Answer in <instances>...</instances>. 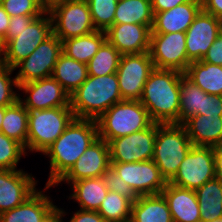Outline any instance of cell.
Wrapping results in <instances>:
<instances>
[{
  "instance_id": "6da1fadb",
  "label": "cell",
  "mask_w": 222,
  "mask_h": 222,
  "mask_svg": "<svg viewBox=\"0 0 222 222\" xmlns=\"http://www.w3.org/2000/svg\"><path fill=\"white\" fill-rule=\"evenodd\" d=\"M97 139L96 120L74 118L64 132L44 152L50 157L51 168L45 190L56 185Z\"/></svg>"
},
{
  "instance_id": "7a4b0ae2",
  "label": "cell",
  "mask_w": 222,
  "mask_h": 222,
  "mask_svg": "<svg viewBox=\"0 0 222 222\" xmlns=\"http://www.w3.org/2000/svg\"><path fill=\"white\" fill-rule=\"evenodd\" d=\"M184 73L154 68L144 85L141 104L154 123L179 124L180 79Z\"/></svg>"
},
{
  "instance_id": "3957f363",
  "label": "cell",
  "mask_w": 222,
  "mask_h": 222,
  "mask_svg": "<svg viewBox=\"0 0 222 222\" xmlns=\"http://www.w3.org/2000/svg\"><path fill=\"white\" fill-rule=\"evenodd\" d=\"M123 101L117 74L88 75V78L70 95L74 117L97 120L115 103Z\"/></svg>"
},
{
  "instance_id": "277c9868",
  "label": "cell",
  "mask_w": 222,
  "mask_h": 222,
  "mask_svg": "<svg viewBox=\"0 0 222 222\" xmlns=\"http://www.w3.org/2000/svg\"><path fill=\"white\" fill-rule=\"evenodd\" d=\"M192 146L193 144L182 124L157 123L152 160L166 182H169L176 175L179 165Z\"/></svg>"
},
{
  "instance_id": "5b68a950",
  "label": "cell",
  "mask_w": 222,
  "mask_h": 222,
  "mask_svg": "<svg viewBox=\"0 0 222 222\" xmlns=\"http://www.w3.org/2000/svg\"><path fill=\"white\" fill-rule=\"evenodd\" d=\"M98 138L109 142L148 128L153 121L140 101L123 100L115 103L97 120Z\"/></svg>"
},
{
  "instance_id": "8992f818",
  "label": "cell",
  "mask_w": 222,
  "mask_h": 222,
  "mask_svg": "<svg viewBox=\"0 0 222 222\" xmlns=\"http://www.w3.org/2000/svg\"><path fill=\"white\" fill-rule=\"evenodd\" d=\"M74 118L70 107L28 111L27 149L44 153Z\"/></svg>"
},
{
  "instance_id": "52a82bcc",
  "label": "cell",
  "mask_w": 222,
  "mask_h": 222,
  "mask_svg": "<svg viewBox=\"0 0 222 222\" xmlns=\"http://www.w3.org/2000/svg\"><path fill=\"white\" fill-rule=\"evenodd\" d=\"M214 178L216 172L213 147L192 146L169 183L196 191Z\"/></svg>"
},
{
  "instance_id": "ba28073f",
  "label": "cell",
  "mask_w": 222,
  "mask_h": 222,
  "mask_svg": "<svg viewBox=\"0 0 222 222\" xmlns=\"http://www.w3.org/2000/svg\"><path fill=\"white\" fill-rule=\"evenodd\" d=\"M48 15L53 33L61 41L96 31L87 0H69Z\"/></svg>"
},
{
  "instance_id": "9c48e42d",
  "label": "cell",
  "mask_w": 222,
  "mask_h": 222,
  "mask_svg": "<svg viewBox=\"0 0 222 222\" xmlns=\"http://www.w3.org/2000/svg\"><path fill=\"white\" fill-rule=\"evenodd\" d=\"M43 15L17 33V37L3 47L2 65L14 69L53 33L51 15L46 18Z\"/></svg>"
},
{
  "instance_id": "30bf717a",
  "label": "cell",
  "mask_w": 222,
  "mask_h": 222,
  "mask_svg": "<svg viewBox=\"0 0 222 222\" xmlns=\"http://www.w3.org/2000/svg\"><path fill=\"white\" fill-rule=\"evenodd\" d=\"M186 32L151 33L149 54L154 68L173 69L185 73L189 64Z\"/></svg>"
},
{
  "instance_id": "8fae6325",
  "label": "cell",
  "mask_w": 222,
  "mask_h": 222,
  "mask_svg": "<svg viewBox=\"0 0 222 222\" xmlns=\"http://www.w3.org/2000/svg\"><path fill=\"white\" fill-rule=\"evenodd\" d=\"M153 69L149 52L121 55L116 74L122 99L139 101Z\"/></svg>"
},
{
  "instance_id": "7c38bea8",
  "label": "cell",
  "mask_w": 222,
  "mask_h": 222,
  "mask_svg": "<svg viewBox=\"0 0 222 222\" xmlns=\"http://www.w3.org/2000/svg\"><path fill=\"white\" fill-rule=\"evenodd\" d=\"M157 135V123L132 134L111 139L108 142L111 163H134L151 160L154 155V143Z\"/></svg>"
},
{
  "instance_id": "4fadbf2b",
  "label": "cell",
  "mask_w": 222,
  "mask_h": 222,
  "mask_svg": "<svg viewBox=\"0 0 222 222\" xmlns=\"http://www.w3.org/2000/svg\"><path fill=\"white\" fill-rule=\"evenodd\" d=\"M62 53V41L52 33L27 58L18 63V85L50 77Z\"/></svg>"
},
{
  "instance_id": "5bb4252c",
  "label": "cell",
  "mask_w": 222,
  "mask_h": 222,
  "mask_svg": "<svg viewBox=\"0 0 222 222\" xmlns=\"http://www.w3.org/2000/svg\"><path fill=\"white\" fill-rule=\"evenodd\" d=\"M110 168L120 175L137 196L160 194L167 184L152 159L134 163H111Z\"/></svg>"
},
{
  "instance_id": "9a60e30c",
  "label": "cell",
  "mask_w": 222,
  "mask_h": 222,
  "mask_svg": "<svg viewBox=\"0 0 222 222\" xmlns=\"http://www.w3.org/2000/svg\"><path fill=\"white\" fill-rule=\"evenodd\" d=\"M18 89L29 94L26 100H19L28 111L54 107H70V95L52 76L20 84Z\"/></svg>"
},
{
  "instance_id": "2e32d148",
  "label": "cell",
  "mask_w": 222,
  "mask_h": 222,
  "mask_svg": "<svg viewBox=\"0 0 222 222\" xmlns=\"http://www.w3.org/2000/svg\"><path fill=\"white\" fill-rule=\"evenodd\" d=\"M221 32V19L201 10L186 31L188 60H202Z\"/></svg>"
},
{
  "instance_id": "e0dca14e",
  "label": "cell",
  "mask_w": 222,
  "mask_h": 222,
  "mask_svg": "<svg viewBox=\"0 0 222 222\" xmlns=\"http://www.w3.org/2000/svg\"><path fill=\"white\" fill-rule=\"evenodd\" d=\"M110 167L108 142L98 138L56 184L62 181L70 183L85 178L102 177Z\"/></svg>"
},
{
  "instance_id": "ac0fdd59",
  "label": "cell",
  "mask_w": 222,
  "mask_h": 222,
  "mask_svg": "<svg viewBox=\"0 0 222 222\" xmlns=\"http://www.w3.org/2000/svg\"><path fill=\"white\" fill-rule=\"evenodd\" d=\"M36 182L23 170L0 169V214L22 204L36 191Z\"/></svg>"
},
{
  "instance_id": "d6986e66",
  "label": "cell",
  "mask_w": 222,
  "mask_h": 222,
  "mask_svg": "<svg viewBox=\"0 0 222 222\" xmlns=\"http://www.w3.org/2000/svg\"><path fill=\"white\" fill-rule=\"evenodd\" d=\"M152 26L113 24L105 33L106 40L122 55L149 52Z\"/></svg>"
},
{
  "instance_id": "ffe728a7",
  "label": "cell",
  "mask_w": 222,
  "mask_h": 222,
  "mask_svg": "<svg viewBox=\"0 0 222 222\" xmlns=\"http://www.w3.org/2000/svg\"><path fill=\"white\" fill-rule=\"evenodd\" d=\"M201 10V0H191L170 10L154 13L151 33L186 32Z\"/></svg>"
},
{
  "instance_id": "44dd1931",
  "label": "cell",
  "mask_w": 222,
  "mask_h": 222,
  "mask_svg": "<svg viewBox=\"0 0 222 222\" xmlns=\"http://www.w3.org/2000/svg\"><path fill=\"white\" fill-rule=\"evenodd\" d=\"M49 198L35 191L19 206L2 212L0 222H44L57 210Z\"/></svg>"
},
{
  "instance_id": "7402d4cb",
  "label": "cell",
  "mask_w": 222,
  "mask_h": 222,
  "mask_svg": "<svg viewBox=\"0 0 222 222\" xmlns=\"http://www.w3.org/2000/svg\"><path fill=\"white\" fill-rule=\"evenodd\" d=\"M173 222H201L199 203L194 190L180 188L167 182L162 190Z\"/></svg>"
},
{
  "instance_id": "603a6c76",
  "label": "cell",
  "mask_w": 222,
  "mask_h": 222,
  "mask_svg": "<svg viewBox=\"0 0 222 222\" xmlns=\"http://www.w3.org/2000/svg\"><path fill=\"white\" fill-rule=\"evenodd\" d=\"M182 125L193 146L215 147L222 143V116L195 115Z\"/></svg>"
},
{
  "instance_id": "cb8c5ba5",
  "label": "cell",
  "mask_w": 222,
  "mask_h": 222,
  "mask_svg": "<svg viewBox=\"0 0 222 222\" xmlns=\"http://www.w3.org/2000/svg\"><path fill=\"white\" fill-rule=\"evenodd\" d=\"M130 222H173L162 193L138 196L131 206Z\"/></svg>"
},
{
  "instance_id": "d4e9b609",
  "label": "cell",
  "mask_w": 222,
  "mask_h": 222,
  "mask_svg": "<svg viewBox=\"0 0 222 222\" xmlns=\"http://www.w3.org/2000/svg\"><path fill=\"white\" fill-rule=\"evenodd\" d=\"M72 190L71 199H75L80 209L98 211L103 199L107 196L108 189L103 177L85 178L71 182Z\"/></svg>"
},
{
  "instance_id": "484cf974",
  "label": "cell",
  "mask_w": 222,
  "mask_h": 222,
  "mask_svg": "<svg viewBox=\"0 0 222 222\" xmlns=\"http://www.w3.org/2000/svg\"><path fill=\"white\" fill-rule=\"evenodd\" d=\"M184 74L205 93L222 96V66L194 61Z\"/></svg>"
},
{
  "instance_id": "4316f807",
  "label": "cell",
  "mask_w": 222,
  "mask_h": 222,
  "mask_svg": "<svg viewBox=\"0 0 222 222\" xmlns=\"http://www.w3.org/2000/svg\"><path fill=\"white\" fill-rule=\"evenodd\" d=\"M106 41L104 31H93L79 37H72L62 41V52L78 62L88 64Z\"/></svg>"
},
{
  "instance_id": "83f0119b",
  "label": "cell",
  "mask_w": 222,
  "mask_h": 222,
  "mask_svg": "<svg viewBox=\"0 0 222 222\" xmlns=\"http://www.w3.org/2000/svg\"><path fill=\"white\" fill-rule=\"evenodd\" d=\"M51 76L71 95L88 78L87 64L78 62L62 52Z\"/></svg>"
},
{
  "instance_id": "f1b7e54d",
  "label": "cell",
  "mask_w": 222,
  "mask_h": 222,
  "mask_svg": "<svg viewBox=\"0 0 222 222\" xmlns=\"http://www.w3.org/2000/svg\"><path fill=\"white\" fill-rule=\"evenodd\" d=\"M199 203L201 222L222 218V181H207L195 191Z\"/></svg>"
},
{
  "instance_id": "f546056e",
  "label": "cell",
  "mask_w": 222,
  "mask_h": 222,
  "mask_svg": "<svg viewBox=\"0 0 222 222\" xmlns=\"http://www.w3.org/2000/svg\"><path fill=\"white\" fill-rule=\"evenodd\" d=\"M151 0H118L114 24H141L153 26Z\"/></svg>"
},
{
  "instance_id": "4dcf8cb0",
  "label": "cell",
  "mask_w": 222,
  "mask_h": 222,
  "mask_svg": "<svg viewBox=\"0 0 222 222\" xmlns=\"http://www.w3.org/2000/svg\"><path fill=\"white\" fill-rule=\"evenodd\" d=\"M4 135L21 143L27 148L28 110L18 99L14 104L5 107L1 130Z\"/></svg>"
},
{
  "instance_id": "1f68e13d",
  "label": "cell",
  "mask_w": 222,
  "mask_h": 222,
  "mask_svg": "<svg viewBox=\"0 0 222 222\" xmlns=\"http://www.w3.org/2000/svg\"><path fill=\"white\" fill-rule=\"evenodd\" d=\"M179 124L203 112L204 91L195 85L185 74L180 79Z\"/></svg>"
},
{
  "instance_id": "d6a6232c",
  "label": "cell",
  "mask_w": 222,
  "mask_h": 222,
  "mask_svg": "<svg viewBox=\"0 0 222 222\" xmlns=\"http://www.w3.org/2000/svg\"><path fill=\"white\" fill-rule=\"evenodd\" d=\"M121 53L107 40L88 62V75L104 76L116 73Z\"/></svg>"
},
{
  "instance_id": "836d02e7",
  "label": "cell",
  "mask_w": 222,
  "mask_h": 222,
  "mask_svg": "<svg viewBox=\"0 0 222 222\" xmlns=\"http://www.w3.org/2000/svg\"><path fill=\"white\" fill-rule=\"evenodd\" d=\"M132 203L129 198L108 191L97 212L106 222H130Z\"/></svg>"
},
{
  "instance_id": "e575fe53",
  "label": "cell",
  "mask_w": 222,
  "mask_h": 222,
  "mask_svg": "<svg viewBox=\"0 0 222 222\" xmlns=\"http://www.w3.org/2000/svg\"><path fill=\"white\" fill-rule=\"evenodd\" d=\"M87 2L95 29L106 32L114 24L118 0H87Z\"/></svg>"
},
{
  "instance_id": "d590c367",
  "label": "cell",
  "mask_w": 222,
  "mask_h": 222,
  "mask_svg": "<svg viewBox=\"0 0 222 222\" xmlns=\"http://www.w3.org/2000/svg\"><path fill=\"white\" fill-rule=\"evenodd\" d=\"M26 152L25 147L0 131V169L16 170V166Z\"/></svg>"
},
{
  "instance_id": "8d00e7d4",
  "label": "cell",
  "mask_w": 222,
  "mask_h": 222,
  "mask_svg": "<svg viewBox=\"0 0 222 222\" xmlns=\"http://www.w3.org/2000/svg\"><path fill=\"white\" fill-rule=\"evenodd\" d=\"M13 70L14 69L0 63V107L10 106L19 99L18 94L15 93L12 88V86H19L16 78H10Z\"/></svg>"
},
{
  "instance_id": "74e56055",
  "label": "cell",
  "mask_w": 222,
  "mask_h": 222,
  "mask_svg": "<svg viewBox=\"0 0 222 222\" xmlns=\"http://www.w3.org/2000/svg\"><path fill=\"white\" fill-rule=\"evenodd\" d=\"M1 5L10 17L13 16H41L44 14L38 0H5Z\"/></svg>"
},
{
  "instance_id": "f35d334b",
  "label": "cell",
  "mask_w": 222,
  "mask_h": 222,
  "mask_svg": "<svg viewBox=\"0 0 222 222\" xmlns=\"http://www.w3.org/2000/svg\"><path fill=\"white\" fill-rule=\"evenodd\" d=\"M105 180L108 191L116 192L118 195H123L134 202L138 196L133 192L131 187L121 179L120 175L116 174L111 168L102 176Z\"/></svg>"
},
{
  "instance_id": "ab89813d",
  "label": "cell",
  "mask_w": 222,
  "mask_h": 222,
  "mask_svg": "<svg viewBox=\"0 0 222 222\" xmlns=\"http://www.w3.org/2000/svg\"><path fill=\"white\" fill-rule=\"evenodd\" d=\"M40 16H13L10 17L9 27L6 36L1 40L4 47L11 39L17 37V33L28 27L36 18Z\"/></svg>"
},
{
  "instance_id": "60d3db41",
  "label": "cell",
  "mask_w": 222,
  "mask_h": 222,
  "mask_svg": "<svg viewBox=\"0 0 222 222\" xmlns=\"http://www.w3.org/2000/svg\"><path fill=\"white\" fill-rule=\"evenodd\" d=\"M199 114L222 116V96L204 92L203 112H199Z\"/></svg>"
},
{
  "instance_id": "b9f144b4",
  "label": "cell",
  "mask_w": 222,
  "mask_h": 222,
  "mask_svg": "<svg viewBox=\"0 0 222 222\" xmlns=\"http://www.w3.org/2000/svg\"><path fill=\"white\" fill-rule=\"evenodd\" d=\"M202 60L210 64L222 66V32L215 39Z\"/></svg>"
},
{
  "instance_id": "7bdbcfd3",
  "label": "cell",
  "mask_w": 222,
  "mask_h": 222,
  "mask_svg": "<svg viewBox=\"0 0 222 222\" xmlns=\"http://www.w3.org/2000/svg\"><path fill=\"white\" fill-rule=\"evenodd\" d=\"M69 222H106L97 211L78 210Z\"/></svg>"
},
{
  "instance_id": "ee69618b",
  "label": "cell",
  "mask_w": 222,
  "mask_h": 222,
  "mask_svg": "<svg viewBox=\"0 0 222 222\" xmlns=\"http://www.w3.org/2000/svg\"><path fill=\"white\" fill-rule=\"evenodd\" d=\"M191 0H151L153 13L170 10Z\"/></svg>"
},
{
  "instance_id": "f6af8a7d",
  "label": "cell",
  "mask_w": 222,
  "mask_h": 222,
  "mask_svg": "<svg viewBox=\"0 0 222 222\" xmlns=\"http://www.w3.org/2000/svg\"><path fill=\"white\" fill-rule=\"evenodd\" d=\"M202 10L216 18H222V0H201Z\"/></svg>"
},
{
  "instance_id": "bcb514c9",
  "label": "cell",
  "mask_w": 222,
  "mask_h": 222,
  "mask_svg": "<svg viewBox=\"0 0 222 222\" xmlns=\"http://www.w3.org/2000/svg\"><path fill=\"white\" fill-rule=\"evenodd\" d=\"M69 0H38L39 7L44 14H51L56 8L63 6Z\"/></svg>"
},
{
  "instance_id": "7dc6e473",
  "label": "cell",
  "mask_w": 222,
  "mask_h": 222,
  "mask_svg": "<svg viewBox=\"0 0 222 222\" xmlns=\"http://www.w3.org/2000/svg\"><path fill=\"white\" fill-rule=\"evenodd\" d=\"M216 178L222 181V143L213 147Z\"/></svg>"
},
{
  "instance_id": "c3c4849f",
  "label": "cell",
  "mask_w": 222,
  "mask_h": 222,
  "mask_svg": "<svg viewBox=\"0 0 222 222\" xmlns=\"http://www.w3.org/2000/svg\"><path fill=\"white\" fill-rule=\"evenodd\" d=\"M9 22L10 16L0 4V40H2L6 36L9 27Z\"/></svg>"
},
{
  "instance_id": "681fc988",
  "label": "cell",
  "mask_w": 222,
  "mask_h": 222,
  "mask_svg": "<svg viewBox=\"0 0 222 222\" xmlns=\"http://www.w3.org/2000/svg\"><path fill=\"white\" fill-rule=\"evenodd\" d=\"M64 211L57 208V210L44 222H62V216L64 215Z\"/></svg>"
},
{
  "instance_id": "f907efd6",
  "label": "cell",
  "mask_w": 222,
  "mask_h": 222,
  "mask_svg": "<svg viewBox=\"0 0 222 222\" xmlns=\"http://www.w3.org/2000/svg\"><path fill=\"white\" fill-rule=\"evenodd\" d=\"M4 114H5V107H0V130H1V125H2Z\"/></svg>"
},
{
  "instance_id": "816d5d0a",
  "label": "cell",
  "mask_w": 222,
  "mask_h": 222,
  "mask_svg": "<svg viewBox=\"0 0 222 222\" xmlns=\"http://www.w3.org/2000/svg\"><path fill=\"white\" fill-rule=\"evenodd\" d=\"M2 56H3V46H2L1 40H0V62L2 60Z\"/></svg>"
},
{
  "instance_id": "f5cc1de1",
  "label": "cell",
  "mask_w": 222,
  "mask_h": 222,
  "mask_svg": "<svg viewBox=\"0 0 222 222\" xmlns=\"http://www.w3.org/2000/svg\"><path fill=\"white\" fill-rule=\"evenodd\" d=\"M206 222H222V218L216 219L214 221H206Z\"/></svg>"
}]
</instances>
